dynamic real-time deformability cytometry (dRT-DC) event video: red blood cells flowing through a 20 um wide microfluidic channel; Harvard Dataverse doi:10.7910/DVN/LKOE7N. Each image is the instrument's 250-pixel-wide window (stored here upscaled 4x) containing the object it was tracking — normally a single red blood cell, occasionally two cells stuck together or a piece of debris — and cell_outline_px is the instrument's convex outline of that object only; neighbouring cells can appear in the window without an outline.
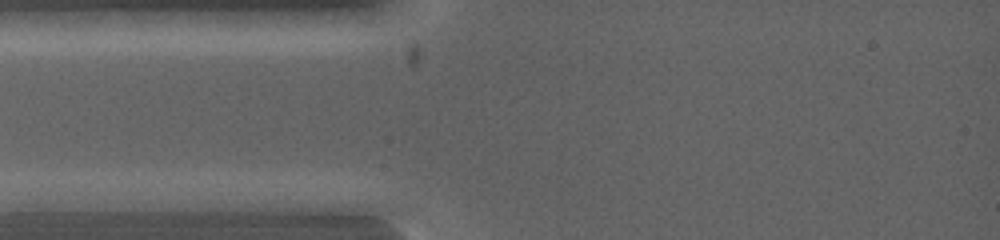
{"species": "common noctule bat (a hibernating species)", "species_latin": "Nyctalus noctula", "temperature_condition": "warm", "stored_images_in_passage": 4, "camera_frame_rate_fps": 5000, "um_per_image_px": 0.085, "animal": {"sex": "female", "body_mass_g": 19.0, "forearm_length_mm": 53.3}, "frame": {"image": 1, "passage_image": 1, "time_ms": 0.0, "image_size_px": [1000, 240], "cell_outline_px": [[128, 200], [116, 212], [16, 212], [12, 200], [28, 192], [80, 192]], "centroid_in_image_um": [5.64, 17.23], "position_along_channel_um": 79.4, "area_um2": 14.22}}